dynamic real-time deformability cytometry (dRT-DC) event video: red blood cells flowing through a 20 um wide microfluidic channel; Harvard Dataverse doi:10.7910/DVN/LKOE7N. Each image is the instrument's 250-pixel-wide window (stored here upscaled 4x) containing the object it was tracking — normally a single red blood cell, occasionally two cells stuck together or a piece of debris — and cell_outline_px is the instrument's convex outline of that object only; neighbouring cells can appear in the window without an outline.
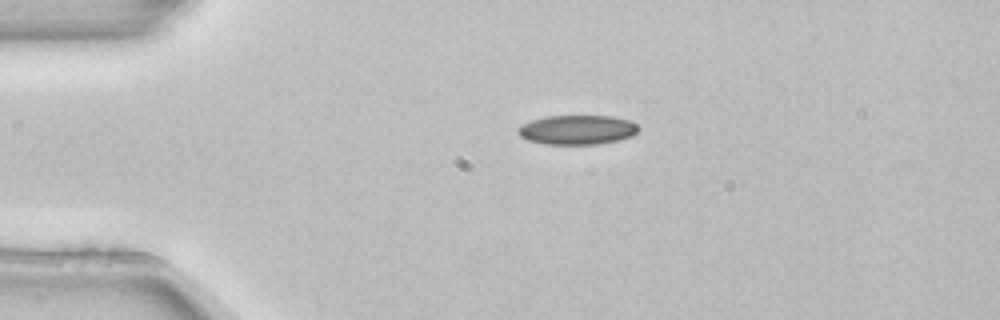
{"species": "common noctule bat (a hibernating species)", "species_latin": "Nyctalus noctula", "temperature_condition": "room temperature", "stored_images_in_passage": 3, "camera_frame_rate_fps": 3000, "um_per_image_px": 0.085, "animal": {"sex": "female", "body_mass_g": 22.7, "forearm_length_mm": 54.2}, "frame": {"image": 1, "passage_image": 1, "time_ms": 0.0, "image_size_px": [1000, 320], "cell_outline_px": [[640, 128], [632, 136], [600, 144], [544, 144], [528, 140], [520, 136], [516, 132], [516, 128], [532, 120], [548, 116], [612, 116], [632, 120]], "centroid_in_image_um": [49.07, 11.03], "position_along_channel_um": 35.9, "area_um2": 20.69}}